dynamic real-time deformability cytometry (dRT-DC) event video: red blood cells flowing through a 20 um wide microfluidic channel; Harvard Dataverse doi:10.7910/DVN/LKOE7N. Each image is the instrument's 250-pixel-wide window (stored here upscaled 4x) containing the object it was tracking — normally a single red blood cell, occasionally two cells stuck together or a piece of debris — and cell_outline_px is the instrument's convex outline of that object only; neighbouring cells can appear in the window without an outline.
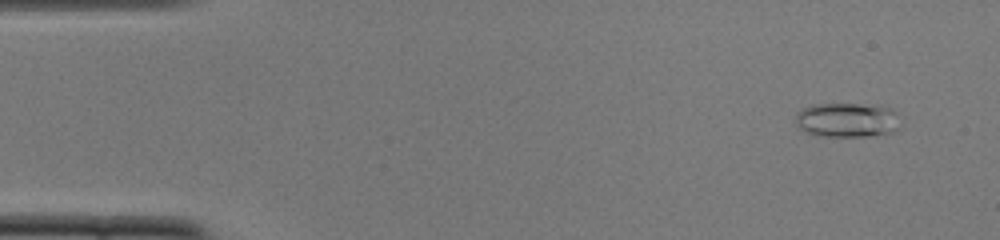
{"species": "common noctule bat (a hibernating species)", "species_latin": "Nyctalus noctula", "temperature_condition": "cold", "stored_images_in_passage": 51, "camera_frame_rate_fps": 3000, "um_per_image_px": 0.085, "animal": {"sex": "female", "body_mass_g": 22.0, "forearm_length_mm": 56.7}, "frame": {"image": 1, "passage_image": 4, "time_ms": 1.0, "image_size_px": [1000, 240], "cell_outline_px": [[896, 132], [868, 136], [820, 136], [804, 132], [796, 124], [796, 112], [800, 108], [812, 104], [860, 104], [888, 108], [896, 112]], "centroid_in_image_um": [71.91, 10.2], "position_along_channel_um": 13.1, "area_um2": 20.92}}
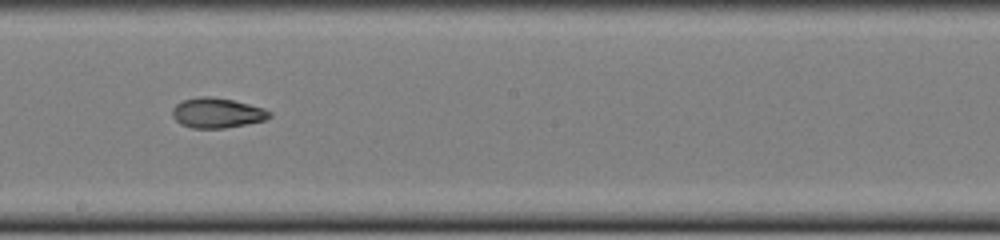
{"frame": {"image": 2, "passage_image": 29, "time_ms": 9.333, "image_size_px": [1000, 240], "cell_outline_px": [[272, 116], [264, 120], [224, 128], [192, 128], [180, 124], [172, 116], [172, 108], [176, 104], [184, 100], [200, 96], [212, 96], [232, 100], [264, 108], [272, 112]], "centroid_in_image_um": [18.43, 9.59], "position_along_channel_um": 229.8, "area_um2": 16.94}}
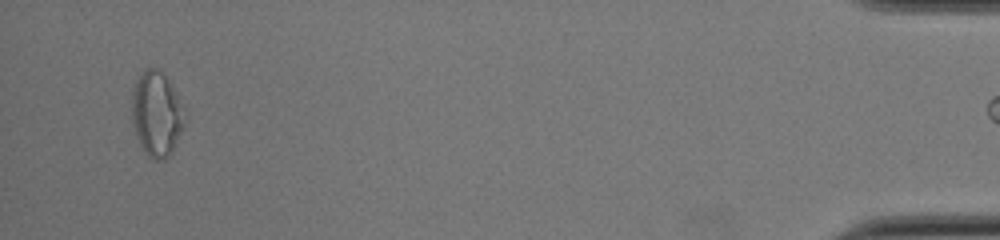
{"frame": {"image": 3, "passage_image": 50, "time_ms": 16.333, "image_size_px": [1000, 240], "cell_outline_px": [[184, 128], [168, 156], [164, 160], [152, 160], [144, 152], [136, 136], [132, 124], [132, 88], [140, 72], [148, 68], [156, 68], [164, 76], [184, 104]], "centroid_in_image_um": [13.29, 9.7], "position_along_channel_um": 421.9, "area_um2": 26.18}}